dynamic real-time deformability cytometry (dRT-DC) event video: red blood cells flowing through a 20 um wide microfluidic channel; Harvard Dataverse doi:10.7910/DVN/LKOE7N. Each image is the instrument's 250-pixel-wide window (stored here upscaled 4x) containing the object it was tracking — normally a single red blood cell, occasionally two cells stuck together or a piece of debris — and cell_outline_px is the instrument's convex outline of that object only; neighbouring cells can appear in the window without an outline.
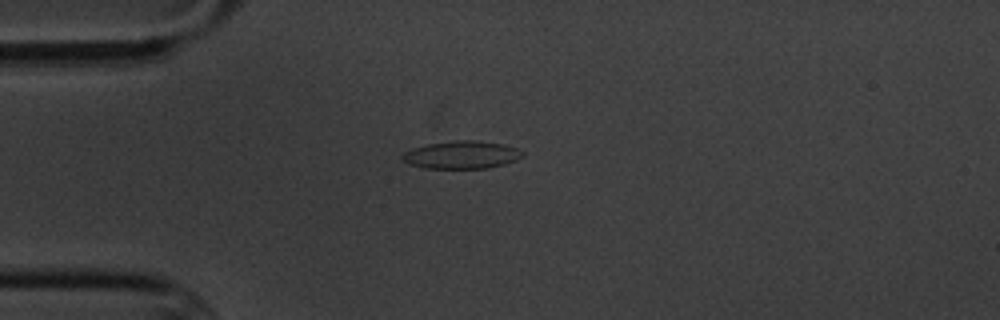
{"species": "common noctule bat (a hibernating species)", "species_latin": "Nyctalus noctula", "temperature_condition": "cold", "stored_images_in_passage": 3, "camera_frame_rate_fps": 3000, "um_per_image_px": 0.085, "animal": {"sex": "male", "body_mass_g": 20.1, "forearm_length_mm": 53.5}, "frame": {"image": 1, "passage_image": 2, "time_ms": 1.333, "image_size_px": [1000, 320], "cell_outline_px": [[524, 156], [516, 160], [504, 164], [488, 168], [428, 168], [408, 164], [400, 156], [404, 152], [412, 148], [428, 144], [456, 140], [476, 140], [504, 144], [516, 148], [524, 152]], "centroid_in_image_um": [39.25, 13.15], "position_along_channel_um": 45.7, "area_um2": 19.42}}